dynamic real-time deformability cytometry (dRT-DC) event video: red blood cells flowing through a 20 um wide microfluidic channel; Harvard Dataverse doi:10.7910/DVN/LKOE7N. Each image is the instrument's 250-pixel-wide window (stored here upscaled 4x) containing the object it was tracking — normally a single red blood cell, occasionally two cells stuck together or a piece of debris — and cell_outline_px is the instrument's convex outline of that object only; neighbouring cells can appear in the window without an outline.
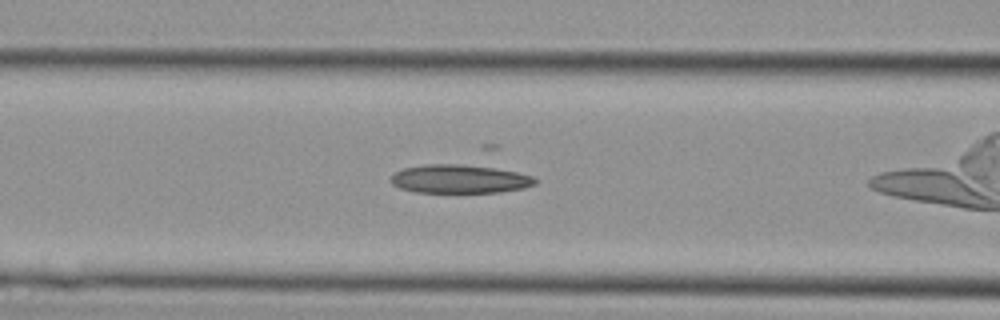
{"species": "Egyptian fruit bat (a non-hibernating species)", "species_latin": "Rousettus aegyptiacus", "temperature_condition": "cold", "stored_images_in_passage": 27, "camera_frame_rate_fps": 3000, "um_per_image_px": 0.085, "animal": {"sex": "female"}, "frame": {"image": 1, "passage_image": 5, "time_ms": 1.333, "image_size_px": [1000, 320], "cell_outline_px": [[536, 184], [524, 188], [500, 192], [416, 192], [400, 188], [392, 184], [388, 180], [396, 172], [404, 168], [424, 164], [488, 164], [532, 176], [536, 180]], "centroid_in_image_um": [39.11, 15.18], "position_along_channel_um": 127.5, "area_um2": 24.57}}
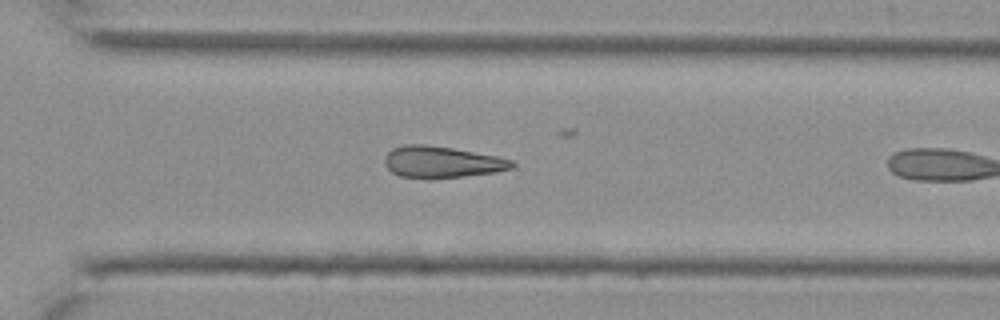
{"frame": {"image": 2, "passage_image": 16, "time_ms": 5.0, "image_size_px": [1000, 320], "cell_outline_px": [[516, 164], [512, 168], [496, 172], [464, 176], [400, 176], [392, 172], [384, 164], [384, 156], [392, 148], [404, 144], [424, 144], [452, 148], [496, 156], [516, 160]], "centroid_in_image_um": [37.58, 13.73], "position_along_channel_um": 333.0, "area_um2": 22.89}}